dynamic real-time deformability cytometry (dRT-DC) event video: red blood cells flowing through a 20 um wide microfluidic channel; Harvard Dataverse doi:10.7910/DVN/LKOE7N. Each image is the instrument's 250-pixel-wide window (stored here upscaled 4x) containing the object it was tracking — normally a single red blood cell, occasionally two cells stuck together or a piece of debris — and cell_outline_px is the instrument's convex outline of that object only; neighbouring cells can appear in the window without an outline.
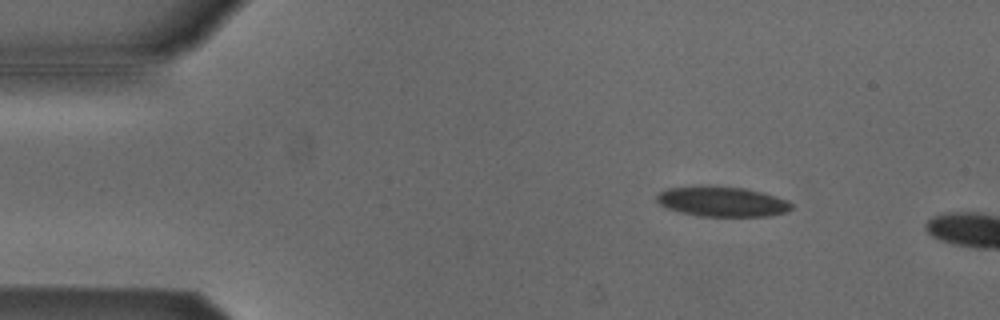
{"species": "Egyptian fruit bat (a non-hibernating species)", "species_latin": "Rousettus aegyptiacus", "temperature_condition": "cold", "stored_images_in_passage": 11, "camera_frame_rate_fps": 3000, "um_per_image_px": 0.085, "animal": {"sex": "male"}, "frame": {"image": 1, "passage_image": 8, "time_ms": 2.333, "image_size_px": [1000, 320], "cell_outline_px": [[792, 208], [788, 212], [768, 216], [700, 216], [680, 212], [668, 208], [660, 204], [656, 200], [656, 196], [660, 192], [668, 188], [704, 184], [748, 188], [764, 192], [788, 200], [792, 204]], "centroid_in_image_um": [61.4, 17.11], "position_along_channel_um": 23.6, "area_um2": 24.1}}